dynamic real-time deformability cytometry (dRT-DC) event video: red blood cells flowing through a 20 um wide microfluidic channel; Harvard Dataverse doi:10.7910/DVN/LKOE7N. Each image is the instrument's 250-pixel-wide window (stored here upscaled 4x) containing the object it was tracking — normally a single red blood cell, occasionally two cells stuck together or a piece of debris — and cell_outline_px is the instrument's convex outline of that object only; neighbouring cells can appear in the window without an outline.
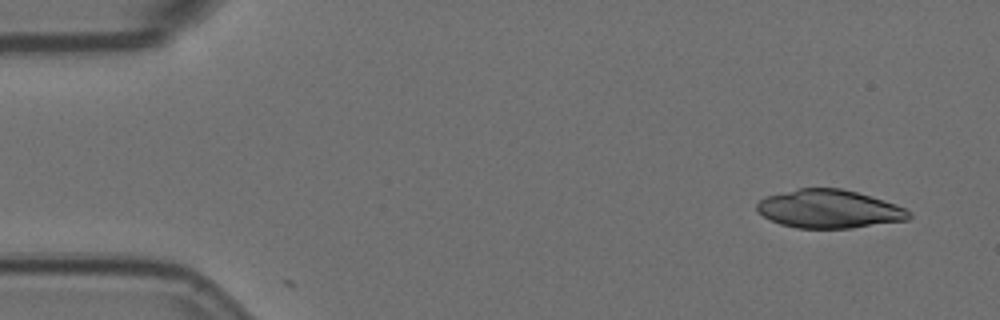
{"species": "Egyptian fruit bat (a non-hibernating species)", "species_latin": "Rousettus aegyptiacus", "temperature_condition": "room temperature", "stored_images_in_passage": 4, "camera_frame_rate_fps": 3000, "um_per_image_px": 0.085, "animal": {"sex": "female"}, "frame": {"image": 1, "passage_image": 1, "time_ms": 0.0, "image_size_px": [1000, 320], "cell_outline_px": [[912, 216], [908, 220], [852, 228], [796, 228], [780, 224], [764, 216], [756, 208], [756, 204], [764, 196], [800, 188], [840, 188], [856, 192], [884, 200], [896, 204], [912, 212]], "centroid_in_image_um": [70.49, 17.76], "position_along_channel_um": 14.5, "area_um2": 33.99}}